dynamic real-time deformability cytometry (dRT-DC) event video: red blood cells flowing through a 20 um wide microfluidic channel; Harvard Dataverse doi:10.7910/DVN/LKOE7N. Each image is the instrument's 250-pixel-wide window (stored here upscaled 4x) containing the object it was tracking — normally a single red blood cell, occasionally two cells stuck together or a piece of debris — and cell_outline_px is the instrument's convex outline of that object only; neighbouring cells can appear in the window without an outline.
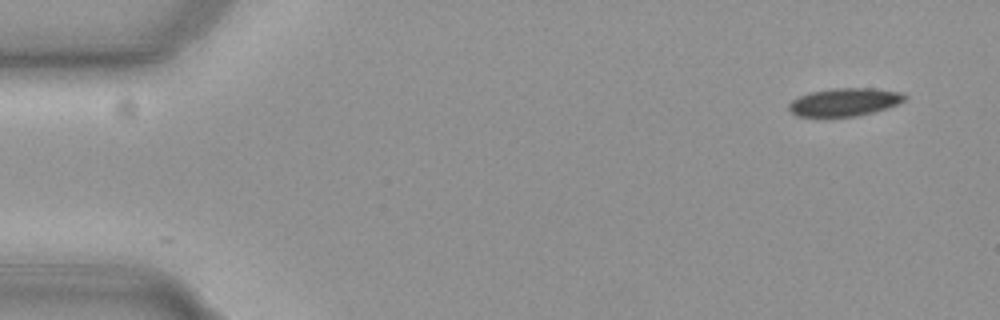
{"species": "common noctule bat (a hibernating species)", "species_latin": "Nyctalus noctula", "temperature_condition": "cold", "stored_images_in_passage": 46, "camera_frame_rate_fps": 3000, "um_per_image_px": 0.085, "animal": {"sex": "female", "body_mass_g": 19.3, "forearm_length_mm": 54.1}, "frame": {"image": 1, "passage_image": 1, "time_ms": 0.0, "image_size_px": [1000, 320], "cell_outline_px": [[908, 96], [904, 100], [896, 104], [872, 112], [856, 116], [796, 116], [788, 108], [788, 104], [792, 100], [808, 92], [832, 88], [872, 88], [904, 92]], "centroid_in_image_um": [71.78, 8.66], "position_along_channel_um": 13.2, "area_um2": 18.79}}
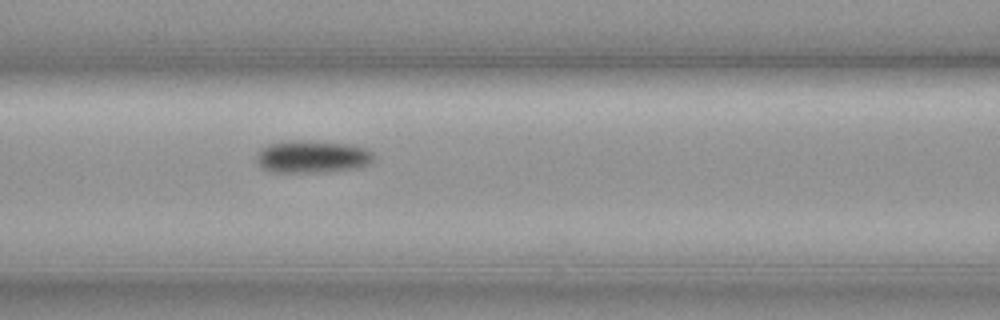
{"frame": {"image": 2, "passage_image": 21, "time_ms": 6.667, "image_size_px": [1000, 320], "cell_outline_px": [[376, 156], [368, 164], [356, 168], [320, 172], [276, 172], [260, 168], [256, 164], [256, 152], [260, 148], [268, 144], [292, 140], [300, 140], [356, 144], [372, 152]], "centroid_in_image_um": [26.51, 13.31], "position_along_channel_um": 140.1, "area_um2": 22.48}}
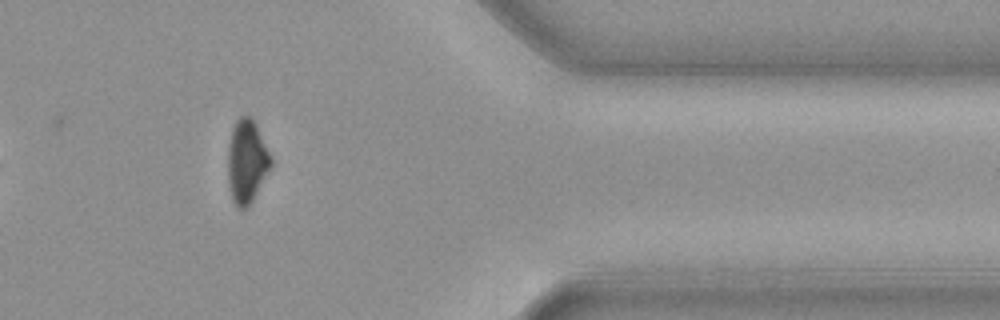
{"frame": {"image": 3, "passage_image": 41, "time_ms": 13.333, "image_size_px": [1000, 320], "cell_outline_px": [[272, 164], [248, 208], [236, 208], [232, 200], [228, 184], [228, 148], [232, 128], [236, 120], [240, 116], [248, 116], [256, 124], [272, 156]], "centroid_in_image_um": [20.97, 13.74], "position_along_channel_um": 390.4, "area_um2": 20.92}, "authors_computed_cell_mechanics": {"area_um2": 20.8658, "velocity_mm_per_s": 3.6968, "shape_relaxation_time_tau1_ms": 2.8458, "shape_relaxation_time_tau2_ms": null, "deformation_change_tau1": 0.0776, "deformation_change_tau2": null}}